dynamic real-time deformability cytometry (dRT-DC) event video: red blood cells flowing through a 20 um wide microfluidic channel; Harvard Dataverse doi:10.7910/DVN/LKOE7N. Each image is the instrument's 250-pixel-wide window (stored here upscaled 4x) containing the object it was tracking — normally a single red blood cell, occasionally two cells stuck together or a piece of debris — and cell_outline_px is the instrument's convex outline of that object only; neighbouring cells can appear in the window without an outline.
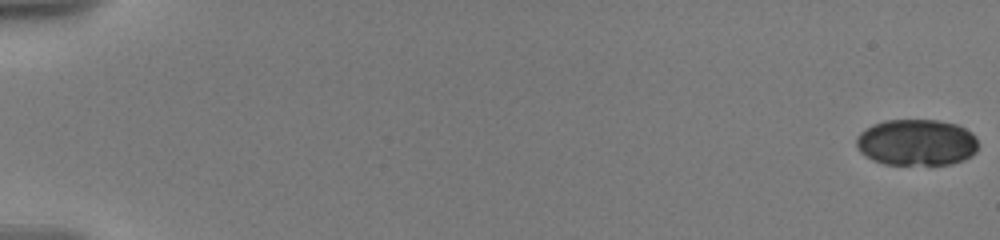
{"species": "human", "species_latin": "Homo sapiens", "temperature_condition": "warm", "stored_images_in_passage": 49, "camera_frame_rate_fps": 3000, "um_per_image_px": 0.085, "donor": {"sex": "male"}, "frame": {"image": 1, "passage_image": 1, "time_ms": 0.0, "image_size_px": [1000, 240], "cell_outline_px": [[980, 144], [976, 152], [972, 156], [964, 160], [952, 164], [884, 164], [872, 160], [860, 152], [856, 148], [856, 136], [864, 128], [872, 124], [884, 120], [940, 120], [956, 124], [972, 132], [976, 136]], "centroid_in_image_um": [77.92, 12.1], "position_along_channel_um": 7.1, "area_um2": 33.52}}
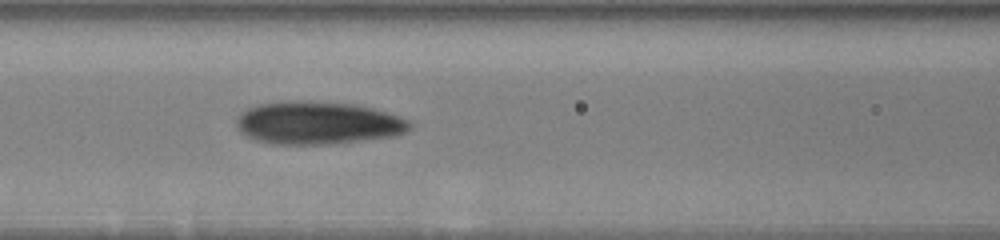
{"frame": {"image": 2, "passage_image": 28, "time_ms": 9.0, "image_size_px": [1000, 240], "cell_outline_px": [[412, 128], [396, 136], [328, 144], [272, 144], [256, 140], [240, 132], [236, 128], [236, 116], [240, 112], [248, 108], [260, 104], [288, 100], [308, 100], [356, 104], [372, 108], [412, 120]], "centroid_in_image_um": [27.01, 10.43], "position_along_channel_um": 139.6, "area_um2": 43.7}}
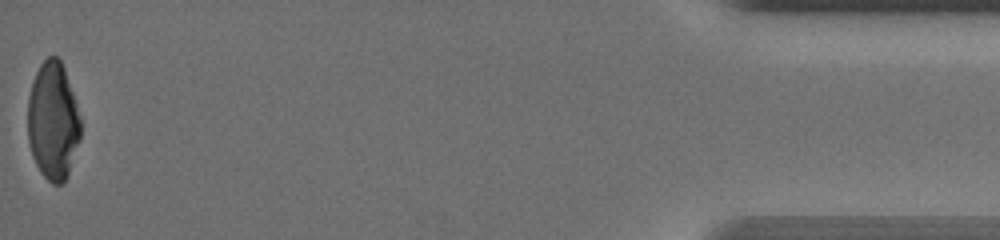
{"frame": {"image": 3, "passage_image": 49, "time_ms": 19.333, "image_size_px": [1000, 240], "cell_outline_px": [[80, 140], [68, 176], [60, 184], [52, 184], [40, 172], [32, 156], [28, 144], [28, 96], [32, 80], [40, 64], [48, 56], [56, 56], [60, 60], [64, 68], [80, 116]], "centroid_in_image_um": [4.49, 10.3], "position_along_channel_um": 430.7, "area_um2": 36.41}, "authors_computed_cell_mechanics": {"area_um2": 38.148, "velocity_mm_per_s": 3.5839, "shape_relaxation_time_tau1_ms": 6.6168, "shape_relaxation_time_tau2_ms": 1.7358, "deformation_change_tau1": 0.1997, "deformation_change_tau2": 0.0817}}